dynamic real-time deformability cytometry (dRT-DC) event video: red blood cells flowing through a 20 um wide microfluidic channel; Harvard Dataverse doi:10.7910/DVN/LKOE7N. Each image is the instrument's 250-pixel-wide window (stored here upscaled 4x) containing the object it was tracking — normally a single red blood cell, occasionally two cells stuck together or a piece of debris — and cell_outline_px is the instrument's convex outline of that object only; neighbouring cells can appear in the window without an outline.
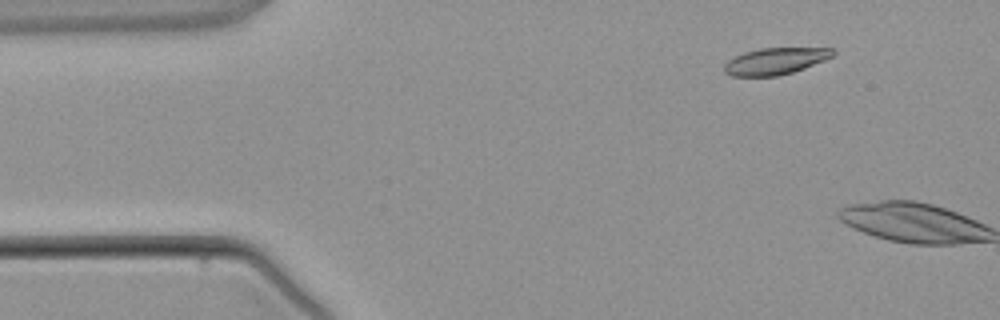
{"species": "common noctule bat (a hibernating species)", "species_latin": "Nyctalus noctula", "temperature_condition": "warm", "stored_images_in_passage": 3, "camera_frame_rate_fps": 3000, "um_per_image_px": 0.085, "animal": {"sex": "male", "body_mass_g": 21.5, "forearm_length_mm": 52.0}, "frame": {"image": 1, "passage_image": 2, "time_ms": 1.333, "image_size_px": [1000, 320], "cell_outline_px": [[836, 52], [832, 56], [824, 60], [804, 68], [792, 72], [776, 76], [732, 76], [724, 72], [724, 64], [728, 60], [744, 52], [760, 48], [836, 48]], "centroid_in_image_um": [65.9, 5.19], "position_along_channel_um": 19.1, "area_um2": 16.82}}